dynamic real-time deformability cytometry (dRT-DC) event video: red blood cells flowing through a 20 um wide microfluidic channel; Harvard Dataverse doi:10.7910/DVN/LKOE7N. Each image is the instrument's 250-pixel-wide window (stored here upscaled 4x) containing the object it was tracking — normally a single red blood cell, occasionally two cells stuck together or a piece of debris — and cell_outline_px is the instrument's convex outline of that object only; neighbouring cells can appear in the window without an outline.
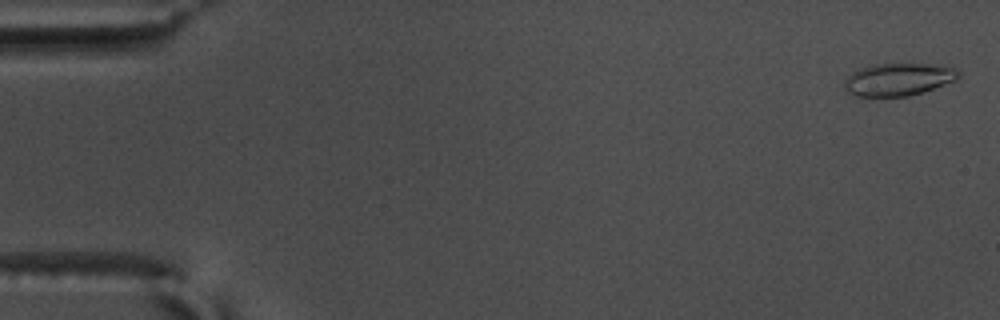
{"species": "common noctule bat (a hibernating species)", "species_latin": "Nyctalus noctula", "temperature_condition": "warm", "stored_images_in_passage": 5, "camera_frame_rate_fps": 3000, "um_per_image_px": 0.085, "animal": {"sex": "male", "body_mass_g": 17.5, "forearm_length_mm": 52.3}, "frame": {"image": 1, "passage_image": 2, "time_ms": 0.333, "image_size_px": [1000, 320], "cell_outline_px": [[960, 76], [956, 80], [924, 92], [908, 96], [856, 96], [848, 92], [844, 88], [844, 84], [848, 76], [852, 72], [860, 68], [876, 64], [932, 64], [956, 68], [960, 72]], "centroid_in_image_um": [76.38, 6.75], "position_along_channel_um": 8.6, "area_um2": 21.62}}